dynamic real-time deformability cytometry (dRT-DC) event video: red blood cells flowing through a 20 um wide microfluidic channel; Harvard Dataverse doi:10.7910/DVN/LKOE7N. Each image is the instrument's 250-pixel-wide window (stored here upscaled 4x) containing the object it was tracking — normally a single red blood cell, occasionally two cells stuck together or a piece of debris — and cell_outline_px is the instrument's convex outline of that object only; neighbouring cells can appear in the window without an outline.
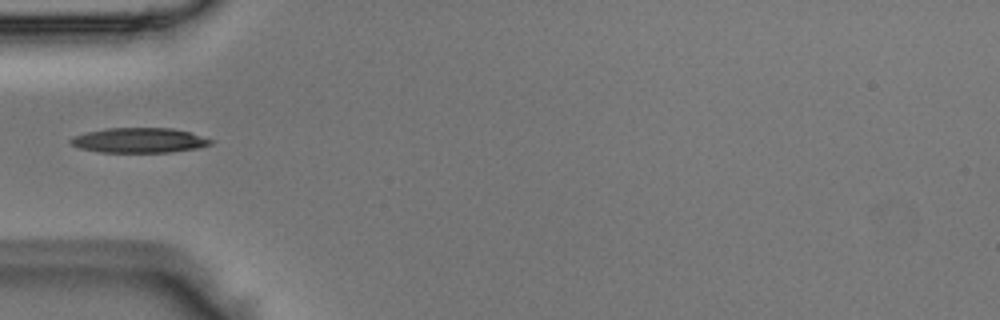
{"species": "Egyptian fruit bat (a non-hibernating species)", "species_latin": "Rousettus aegyptiacus", "temperature_condition": "room temperature", "stored_images_in_passage": 35, "camera_frame_rate_fps": 3000, "um_per_image_px": 0.085, "animal": {"sex": "male"}, "frame": {"image": 1, "passage_image": 1, "time_ms": 0.0, "image_size_px": [1000, 320], "cell_outline_px": [[216, 140], [212, 144], [196, 148], [168, 152], [100, 152], [80, 148], [72, 144], [68, 140], [76, 136], [88, 132], [108, 128], [172, 128], [188, 132]], "centroid_in_image_um": [11.87, 11.93], "position_along_channel_um": 73.1, "area_um2": 20.11}}
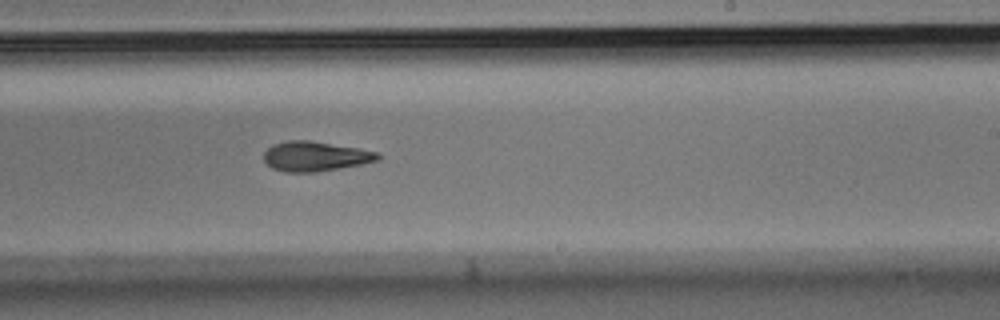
{"frame": {"image": 2, "passage_image": 15, "time_ms": 4.667, "image_size_px": [1000, 320], "cell_outline_px": [[380, 160], [360, 164], [316, 172], [284, 172], [272, 168], [264, 160], [264, 152], [272, 144], [288, 140], [308, 140], [360, 148], [380, 152]], "centroid_in_image_um": [26.8, 13.28], "position_along_channel_um": 262.2, "area_um2": 19.83}}
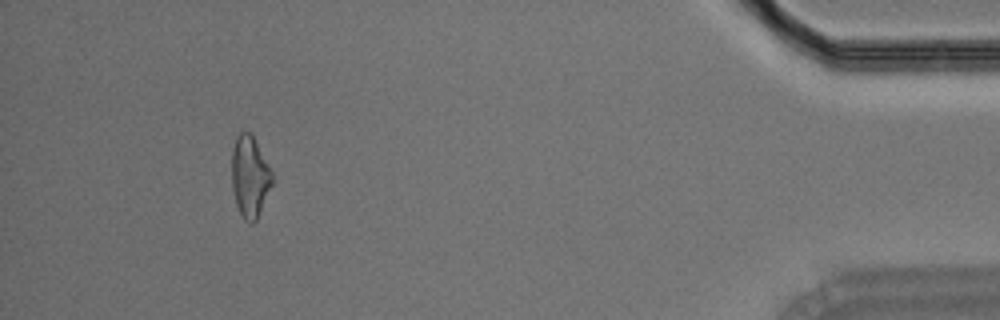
{"frame": {"image": 3, "passage_image": 31, "time_ms": 10.0, "image_size_px": [1000, 320], "cell_outline_px": [[276, 180], [256, 220], [252, 224], [244, 220], [236, 204], [232, 188], [232, 148], [236, 136], [240, 132], [252, 132], [276, 176]], "centroid_in_image_um": [21.29, 14.98], "position_along_channel_um": 413.9, "area_um2": 19.94}}